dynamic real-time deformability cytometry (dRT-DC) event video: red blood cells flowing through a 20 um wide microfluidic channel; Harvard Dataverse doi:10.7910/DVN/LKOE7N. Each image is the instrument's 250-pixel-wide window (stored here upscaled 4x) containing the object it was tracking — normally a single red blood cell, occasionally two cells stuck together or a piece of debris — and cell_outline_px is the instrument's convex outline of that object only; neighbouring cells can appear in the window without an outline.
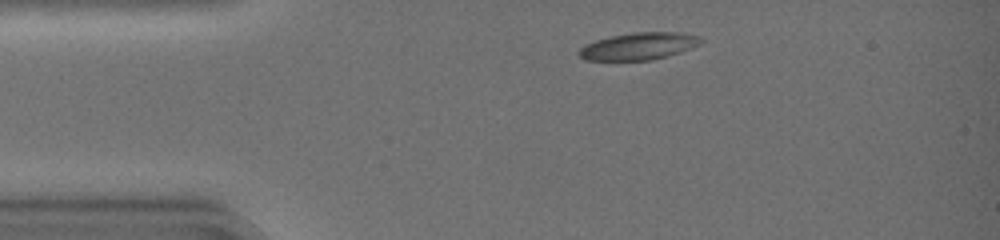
{"species": "common noctule bat (a hibernating species)", "species_latin": "Nyctalus noctula", "temperature_condition": "warm", "stored_images_in_passage": 38, "camera_frame_rate_fps": 3000, "um_per_image_px": 0.085, "animal": {"sex": "female", "body_mass_g": 19.0, "forearm_length_mm": 51.5}, "frame": {"image": 1, "passage_image": 4, "time_ms": 1.0, "image_size_px": [1000, 240], "cell_outline_px": [[704, 40], [700, 44], [680, 52], [652, 60], [588, 60], [580, 56], [576, 52], [584, 44], [596, 40], [612, 36], [632, 32], [684, 32], [700, 36]], "centroid_in_image_um": [54.31, 3.91], "position_along_channel_um": 30.7, "area_um2": 19.36}}
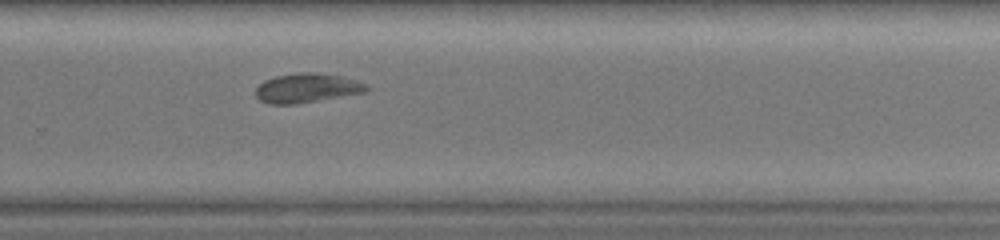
{"frame": {"image": 2, "passage_image": 27, "time_ms": 8.667, "image_size_px": [1000, 240], "cell_outline_px": [[368, 92], [296, 104], [268, 104], [260, 100], [256, 96], [256, 88], [264, 80], [276, 76], [296, 72], [320, 72], [340, 76], [356, 80], [364, 84], [368, 88]], "centroid_in_image_um": [26.08, 7.48], "position_along_channel_um": 303.7, "area_um2": 19.02}}
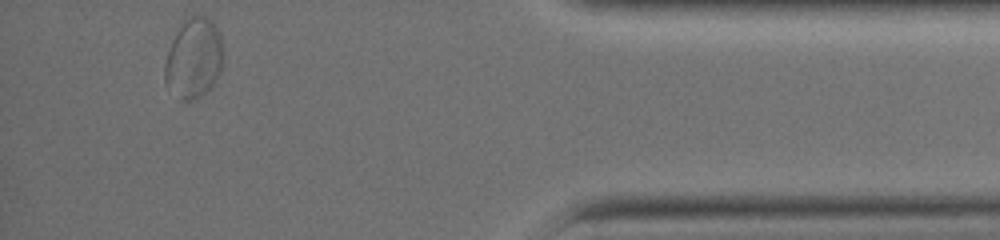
{"frame": {"image": 3, "passage_image": 38, "time_ms": 12.333, "image_size_px": [1000, 240], "cell_outline_px": [[224, 60], [220, 72], [212, 84], [200, 96], [192, 100], [180, 100], [164, 84], [164, 64], [172, 40], [176, 32], [184, 20], [188, 16], [208, 16], [212, 20], [220, 32], [224, 56]], "centroid_in_image_um": [16.47, 4.94], "position_along_channel_um": 418.7, "area_um2": 27.51}, "authors_computed_cell_mechanics": {"area_um2": 19.0451, "velocity_mm_per_s": 4.1344, "shape_relaxation_time_tau1_ms": 5.101, "shape_relaxation_time_tau2_ms": 3.748, "deformation_change_tau1": 0.1388, "deformation_change_tau2": 0.0648}}